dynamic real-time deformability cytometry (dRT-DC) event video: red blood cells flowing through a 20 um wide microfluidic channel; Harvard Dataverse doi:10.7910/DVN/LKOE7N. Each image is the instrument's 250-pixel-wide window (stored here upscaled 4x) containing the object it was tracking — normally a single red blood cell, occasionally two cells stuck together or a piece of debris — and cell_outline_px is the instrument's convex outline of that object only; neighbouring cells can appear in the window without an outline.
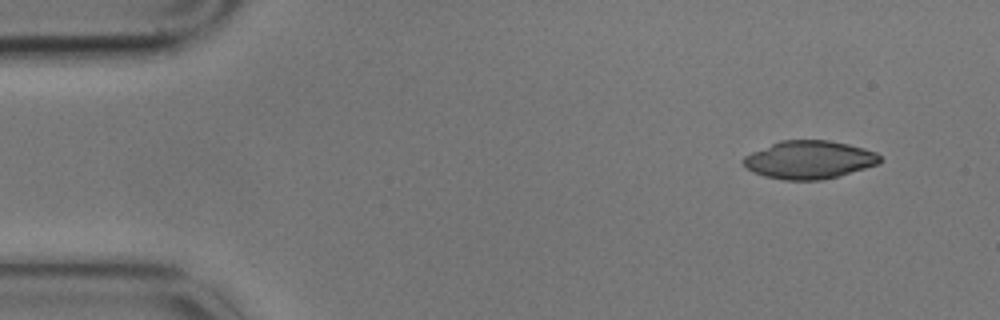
{"species": "common noctule bat (a hibernating species)", "species_latin": "Nyctalus noctula", "temperature_condition": "cold", "stored_images_in_passage": 6, "camera_frame_rate_fps": 3000, "um_per_image_px": 0.085, "animal": {"sex": "male", "body_mass_g": 17.9}, "frame": {"image": 1, "passage_image": 1, "time_ms": 0.0, "image_size_px": [1000, 320], "cell_outline_px": [[880, 164], [840, 176], [820, 180], [784, 180], [764, 176], [752, 172], [740, 160], [744, 156], [752, 152], [780, 140], [828, 140], [848, 144], [864, 148], [876, 152], [880, 156]], "centroid_in_image_um": [68.79, 13.58], "position_along_channel_um": 16.2, "area_um2": 30.46}}